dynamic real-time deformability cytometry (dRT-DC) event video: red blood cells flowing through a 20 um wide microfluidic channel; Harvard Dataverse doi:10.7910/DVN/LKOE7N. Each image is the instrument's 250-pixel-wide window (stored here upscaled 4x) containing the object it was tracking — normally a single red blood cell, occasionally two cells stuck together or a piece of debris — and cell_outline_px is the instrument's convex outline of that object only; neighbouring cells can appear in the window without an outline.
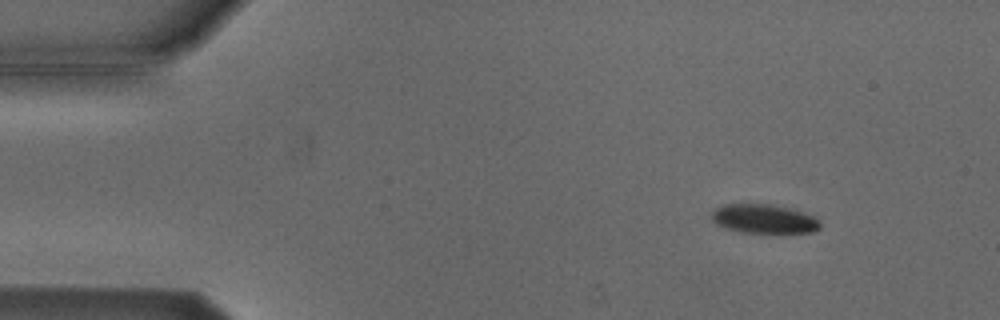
{"species": "Egyptian fruit bat (a non-hibernating species)", "species_latin": "Rousettus aegyptiacus", "temperature_condition": "cold", "stored_images_in_passage": 4, "camera_frame_rate_fps": 3000, "um_per_image_px": 0.085, "animal": {"sex": "male"}, "frame": {"image": 1, "passage_image": 1, "time_ms": 0.0, "image_size_px": [1000, 320], "cell_outline_px": [[820, 228], [812, 232], [740, 232], [724, 228], [716, 224], [708, 216], [720, 204], [772, 204], [792, 208], [816, 216], [820, 220]], "centroid_in_image_um": [64.91, 18.58], "position_along_channel_um": 20.1, "area_um2": 18.67}}